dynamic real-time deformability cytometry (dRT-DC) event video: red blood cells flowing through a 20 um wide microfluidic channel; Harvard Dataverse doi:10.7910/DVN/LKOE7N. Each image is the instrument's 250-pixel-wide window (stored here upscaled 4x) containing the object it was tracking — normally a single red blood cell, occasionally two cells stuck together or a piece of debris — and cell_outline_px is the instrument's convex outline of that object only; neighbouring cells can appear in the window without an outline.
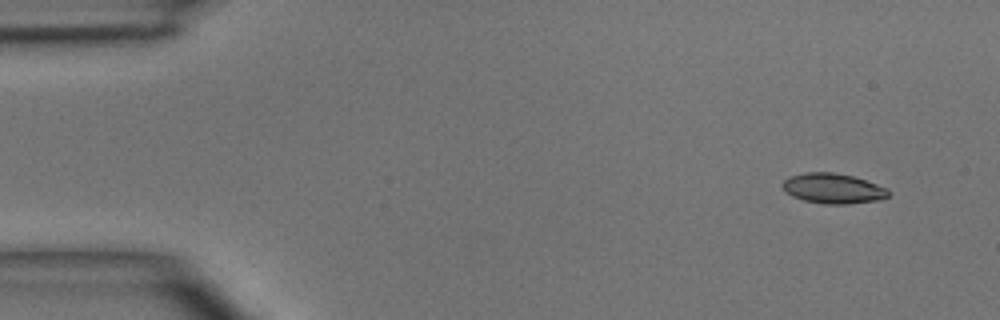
{"species": "common noctule bat (a hibernating species)", "species_latin": "Nyctalus noctula", "temperature_condition": "room temperature", "stored_images_in_passage": 3, "camera_frame_rate_fps": 3000, "um_per_image_px": 0.085, "animal": {"sex": "male", "body_mass_g": 15.6}, "frame": {"image": 1, "passage_image": 1, "time_ms": 0.0, "image_size_px": [1000, 320], "cell_outline_px": [[888, 196], [880, 200], [848, 204], [824, 204], [804, 200], [792, 196], [780, 184], [788, 176], [804, 172], [832, 172], [852, 176], [888, 188]], "centroid_in_image_um": [70.79, 16.01], "position_along_channel_um": 14.2, "area_um2": 18.55}}